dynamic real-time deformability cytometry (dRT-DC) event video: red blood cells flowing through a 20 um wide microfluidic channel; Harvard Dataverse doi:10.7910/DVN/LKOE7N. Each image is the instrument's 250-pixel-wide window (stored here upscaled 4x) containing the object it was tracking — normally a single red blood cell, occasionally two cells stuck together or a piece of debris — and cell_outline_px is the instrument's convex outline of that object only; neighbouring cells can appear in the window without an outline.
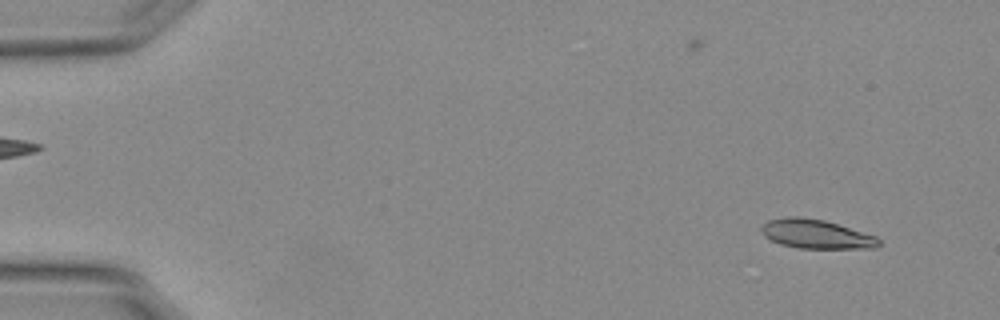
{"species": "Egyptian fruit bat (a non-hibernating species)", "species_latin": "Rousettus aegyptiacus", "temperature_condition": "warm", "stored_images_in_passage": 21, "camera_frame_rate_fps": 3000, "um_per_image_px": 0.085, "animal": {"sex": "female"}, "frame": {"image": 1, "passage_image": 4, "time_ms": 1.0, "image_size_px": [1000, 320], "cell_outline_px": [[880, 244], [876, 248], [800, 248], [780, 244], [764, 236], [760, 228], [768, 220], [788, 216], [800, 216], [824, 220], [876, 236], [880, 240]], "centroid_in_image_um": [69.36, 19.89], "position_along_channel_um": 15.6, "area_um2": 19.77}}
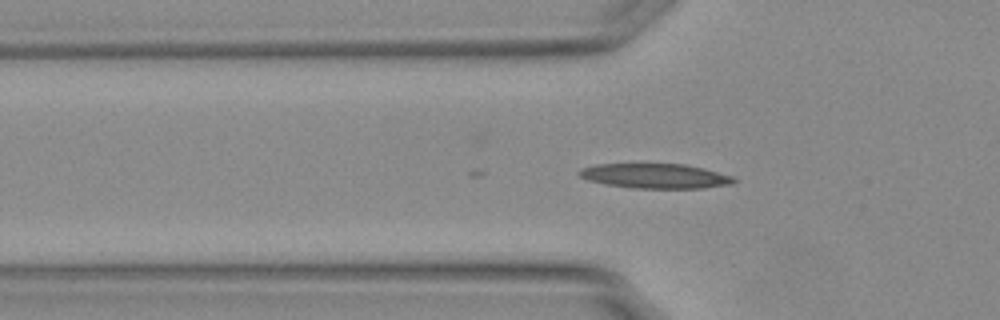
{"frame": {"image": 2, "passage_image": 18, "time_ms": 5.667, "image_size_px": [1000, 320], "cell_outline_px": [[736, 180], [732, 184], [704, 188], [636, 188], [604, 184], [588, 180], [580, 176], [576, 172], [580, 168], [596, 164], [684, 164], [704, 168], [732, 176]], "centroid_in_image_um": [55.67, 14.95], "position_along_channel_um": 70.1, "area_um2": 22.31}}